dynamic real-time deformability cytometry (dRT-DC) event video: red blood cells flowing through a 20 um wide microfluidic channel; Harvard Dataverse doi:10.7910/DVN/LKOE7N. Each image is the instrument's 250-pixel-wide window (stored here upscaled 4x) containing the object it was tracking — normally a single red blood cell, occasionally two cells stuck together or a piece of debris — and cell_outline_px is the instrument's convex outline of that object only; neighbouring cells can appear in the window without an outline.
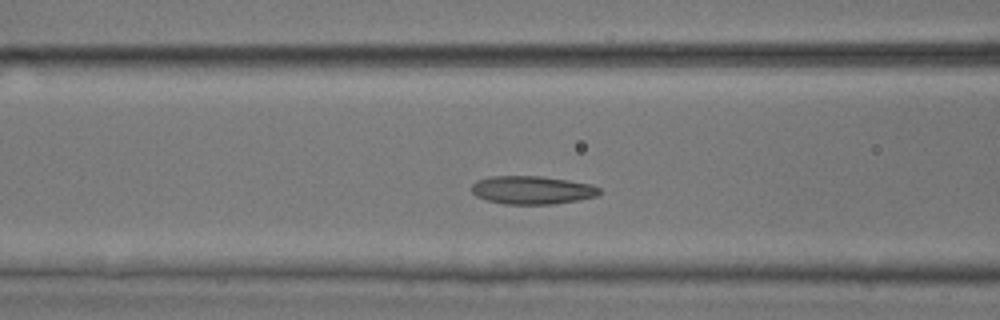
{"species": "common noctule bat (a hibernating species)", "species_latin": "Nyctalus noctula", "temperature_condition": "room temperature", "stored_images_in_passage": 44, "camera_frame_rate_fps": 3000, "um_per_image_px": 0.085, "animal": {"sex": "male", "body_mass_g": 17.9, "forearm_length_mm": 54.2}, "frame": {"image": 1, "passage_image": 13, "time_ms": 4.0, "image_size_px": [1000, 320], "cell_outline_px": [[600, 192], [596, 196], [576, 200], [552, 204], [504, 204], [488, 200], [476, 196], [472, 192], [472, 184], [476, 180], [488, 176], [540, 176], [568, 180], [592, 184], [600, 188]], "centroid_in_image_um": [45.2, 16.14], "position_along_channel_um": 121.4, "area_um2": 20.98}}
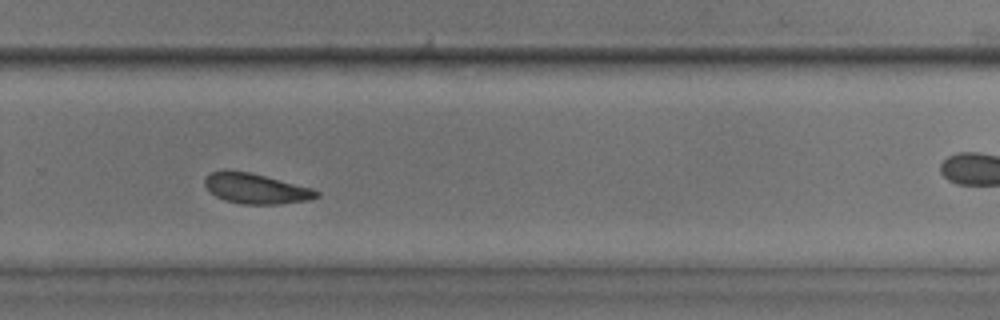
{"frame": {"image": 2, "passage_image": 27, "time_ms": 8.667, "image_size_px": [1000, 320], "cell_outline_px": [[320, 196], [308, 200], [280, 204], [240, 204], [224, 200], [216, 196], [204, 184], [204, 180], [212, 172], [224, 168], [228, 168], [252, 172], [312, 188], [320, 192]], "centroid_in_image_um": [21.74, 16.0], "position_along_channel_um": 308.1, "area_um2": 20.0}}
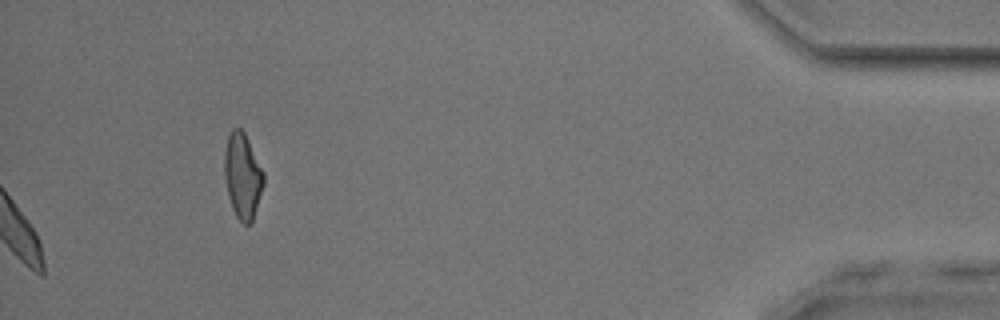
{"frame": {"image": 3, "passage_image": 44, "time_ms": 14.333, "image_size_px": [1000, 320], "cell_outline_px": [[264, 184], [252, 220], [248, 224], [244, 224], [236, 216], [232, 208], [228, 196], [224, 176], [224, 152], [228, 136], [232, 128], [240, 128], [244, 132], [264, 172]], "centroid_in_image_um": [20.61, 14.93], "position_along_channel_um": 414.6, "area_um2": 19.36}, "authors_computed_cell_mechanics": {"area_um2": 20.3745, "velocity_mm_per_s": 4.0151, "shape_relaxation_time_tau1_ms": 3.506, "shape_relaxation_time_tau2_ms": 3.6751, "deformation_change_tau1": 0.0924, "deformation_change_tau2": 0.0913}}